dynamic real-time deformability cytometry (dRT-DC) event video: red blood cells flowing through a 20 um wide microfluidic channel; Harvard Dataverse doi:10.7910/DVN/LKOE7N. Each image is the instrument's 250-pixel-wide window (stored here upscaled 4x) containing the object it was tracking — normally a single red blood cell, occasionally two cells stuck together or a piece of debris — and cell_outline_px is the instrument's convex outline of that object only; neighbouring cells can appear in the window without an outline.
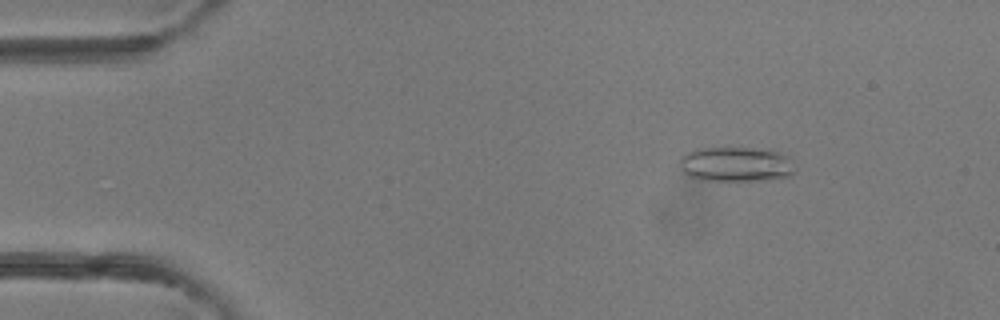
{"species": "common noctule bat (a hibernating species)", "species_latin": "Nyctalus noctula", "temperature_condition": "room temperature", "stored_images_in_passage": 3, "camera_frame_rate_fps": 3000, "um_per_image_px": 0.085, "animal": {"sex": "female"}, "frame": {"image": 1, "passage_image": 2, "time_ms": 1.333, "image_size_px": [1000, 320], "cell_outline_px": [[796, 172], [788, 176], [768, 180], [704, 180], [688, 176], [680, 168], [680, 156], [696, 148], [772, 148], [788, 156], [792, 160], [796, 168]], "centroid_in_image_um": [62.61, 13.95], "position_along_channel_um": 22.4, "area_um2": 23.81}}